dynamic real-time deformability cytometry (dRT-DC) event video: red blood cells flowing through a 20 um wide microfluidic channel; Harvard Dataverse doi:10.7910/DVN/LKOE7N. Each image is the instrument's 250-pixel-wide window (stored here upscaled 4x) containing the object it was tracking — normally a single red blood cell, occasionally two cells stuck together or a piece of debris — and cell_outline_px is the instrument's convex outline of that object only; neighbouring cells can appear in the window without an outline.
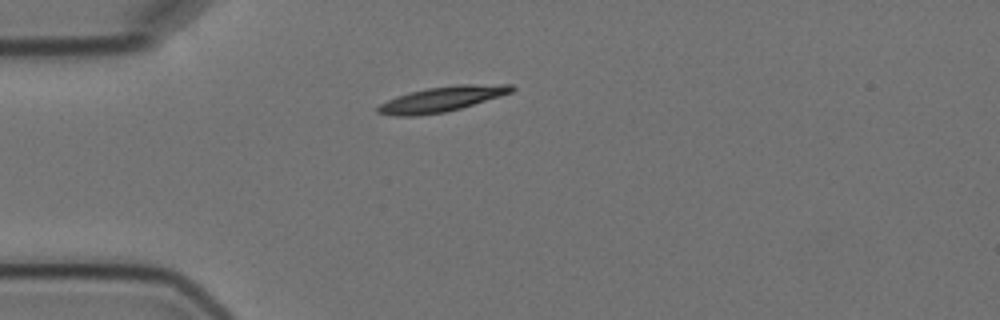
{"species": "Egyptian fruit bat (a non-hibernating species)", "species_latin": "Rousettus aegyptiacus", "temperature_condition": "cold", "stored_images_in_passage": 2, "camera_frame_rate_fps": 3000, "um_per_image_px": 0.085, "animal": {"sex": "female"}, "frame": {"image": 1, "passage_image": 2, "time_ms": 1.333, "image_size_px": [1000, 320], "cell_outline_px": [[516, 88], [512, 92], [500, 96], [460, 108], [444, 112], [416, 116], [396, 116], [376, 112], [376, 108], [380, 104], [396, 96], [408, 92], [428, 88], [456, 84], [512, 84]], "centroid_in_image_um": [37.55, 8.41], "position_along_channel_um": 47.4, "area_um2": 19.59}}